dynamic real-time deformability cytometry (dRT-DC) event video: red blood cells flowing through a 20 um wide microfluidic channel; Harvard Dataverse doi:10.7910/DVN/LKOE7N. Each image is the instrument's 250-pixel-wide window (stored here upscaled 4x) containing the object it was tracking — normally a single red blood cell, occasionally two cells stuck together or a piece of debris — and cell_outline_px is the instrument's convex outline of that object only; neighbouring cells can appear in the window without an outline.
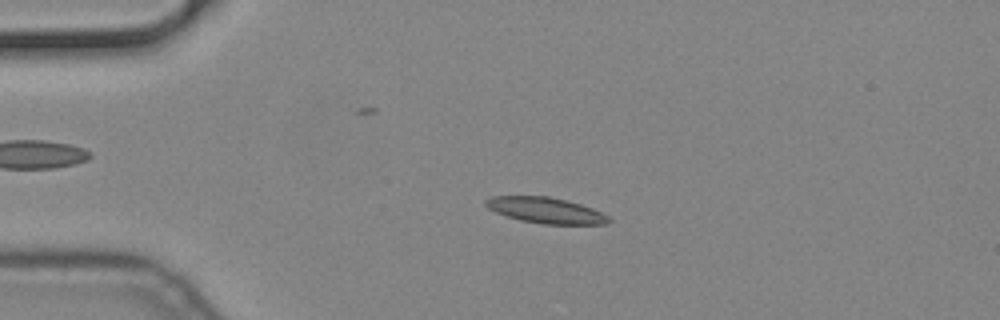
{"species": "common noctule bat (a hibernating species)", "species_latin": "Nyctalus noctula", "temperature_condition": "cold", "stored_images_in_passage": 56, "camera_frame_rate_fps": 3000, "um_per_image_px": 0.085, "animal": {"sex": "male", "body_mass_g": 19.2, "forearm_length_mm": 51.8}, "frame": {"image": 1, "passage_image": 13, "time_ms": 4.0, "image_size_px": [1000, 320], "cell_outline_px": [[612, 220], [608, 224], [544, 224], [520, 220], [496, 212], [488, 208], [484, 204], [484, 200], [492, 196], [548, 196], [580, 204], [592, 208], [608, 216]], "centroid_in_image_um": [46.38, 17.88], "position_along_channel_um": 38.6, "area_um2": 18.38}}
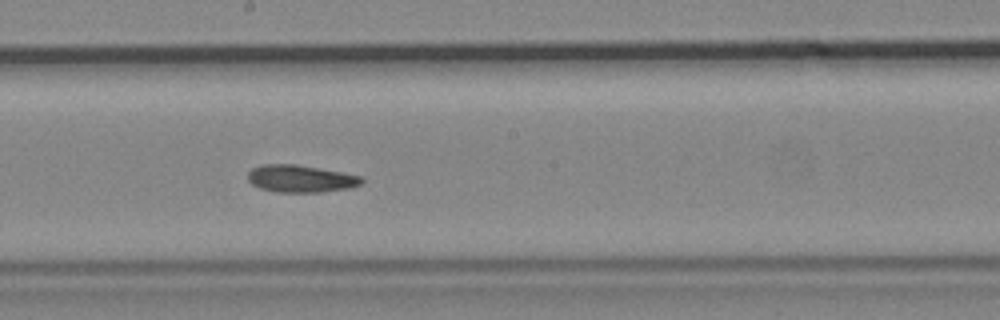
{"frame": {"image": 2, "passage_image": 31, "time_ms": 10.0, "image_size_px": [1000, 320], "cell_outline_px": [[364, 180], [360, 184], [348, 188], [320, 192], [276, 192], [260, 188], [252, 184], [248, 180], [248, 172], [252, 168], [260, 164], [296, 164], [340, 172], [360, 176]], "centroid_in_image_um": [25.5, 15.18], "position_along_channel_um": 222.7, "area_um2": 17.98}}
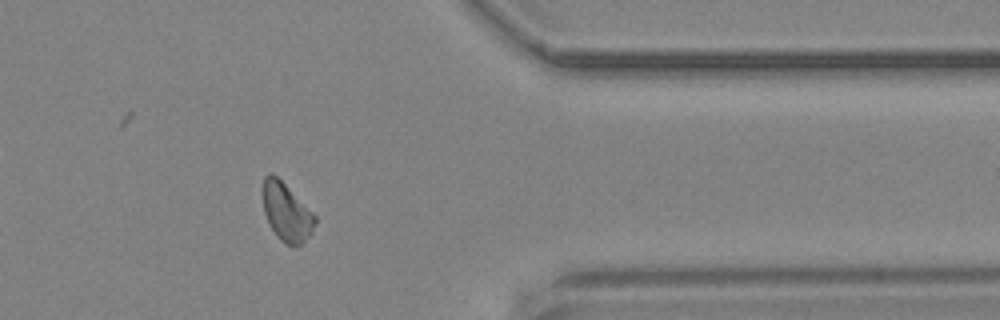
{"frame": {"image": 3, "passage_image": 46, "time_ms": 15.0, "image_size_px": [1000, 320], "cell_outline_px": [[316, 224], [312, 232], [300, 244], [288, 244], [280, 240], [276, 236], [268, 224], [264, 212], [260, 188], [264, 176], [268, 172], [272, 172], [316, 216]], "centroid_in_image_um": [24.28, 17.98], "position_along_channel_um": 387.1, "area_um2": 17.69}}